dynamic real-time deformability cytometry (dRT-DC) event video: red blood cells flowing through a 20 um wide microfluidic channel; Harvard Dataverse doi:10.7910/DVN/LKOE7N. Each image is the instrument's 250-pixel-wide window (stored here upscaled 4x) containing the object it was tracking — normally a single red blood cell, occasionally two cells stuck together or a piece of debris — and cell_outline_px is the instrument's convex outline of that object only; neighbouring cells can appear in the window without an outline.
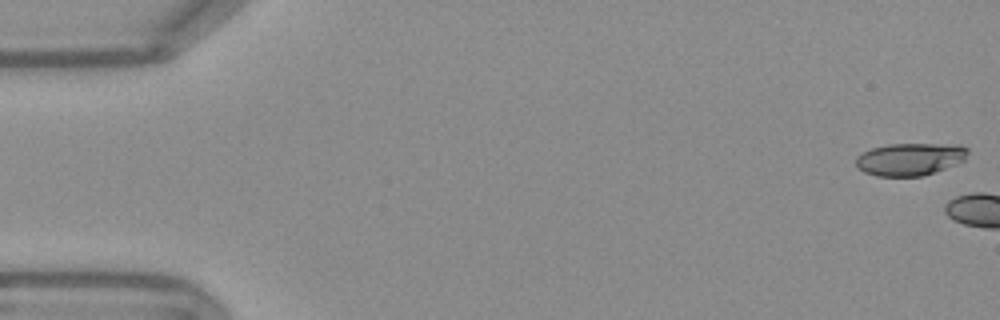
{"species": "Egyptian fruit bat (a non-hibernating species)", "species_latin": "Rousettus aegyptiacus", "temperature_condition": "warm", "stored_images_in_passage": 4, "camera_frame_rate_fps": 3000, "um_per_image_px": 0.085, "frame": {"image": 1, "passage_image": 1, "time_ms": 0.0, "image_size_px": [1000, 320], "cell_outline_px": [[968, 152], [964, 160], [956, 164], [936, 172], [924, 176], [876, 176], [864, 172], [856, 164], [856, 156], [860, 152], [872, 148], [888, 144], [960, 144], [968, 148]], "centroid_in_image_um": [77.36, 13.52], "position_along_channel_um": 7.6, "area_um2": 21.39}}